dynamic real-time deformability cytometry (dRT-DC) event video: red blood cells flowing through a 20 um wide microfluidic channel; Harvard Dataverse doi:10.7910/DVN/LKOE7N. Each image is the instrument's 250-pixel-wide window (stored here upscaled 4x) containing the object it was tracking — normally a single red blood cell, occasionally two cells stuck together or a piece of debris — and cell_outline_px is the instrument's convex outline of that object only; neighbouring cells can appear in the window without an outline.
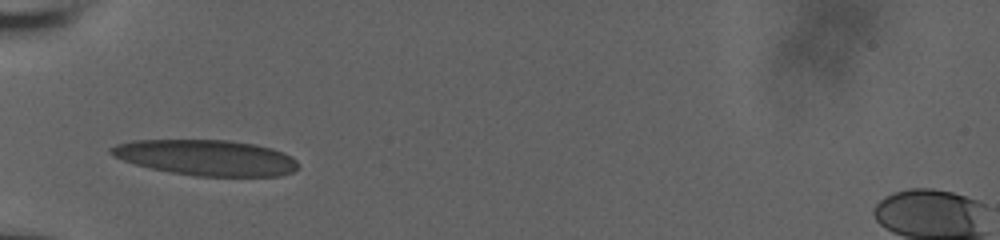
{"species": "human", "species_latin": "Homo sapiens", "temperature_condition": "room temperature", "stored_images_in_passage": 29, "camera_frame_rate_fps": 3000, "um_per_image_px": 0.085, "donor": {"sex": "male"}, "frame": {"image": 1, "passage_image": 1, "time_ms": 0.0, "image_size_px": [1000, 240], "cell_outline_px": [[300, 164], [292, 172], [280, 176], [196, 176], [172, 172], [152, 168], [136, 164], [112, 156], [108, 152], [108, 148], [116, 144], [132, 140], [228, 140], [252, 144], [272, 148], [284, 152], [292, 156]], "centroid_in_image_um": [17.54, 13.39], "position_along_channel_um": 67.5, "area_um2": 38.9}}
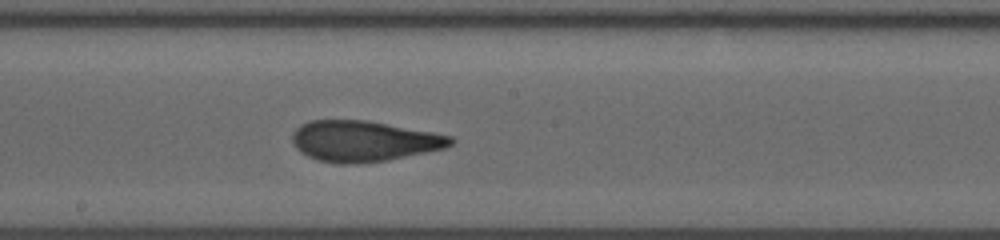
{"frame": {"image": 2, "passage_image": 13, "time_ms": 4.0, "image_size_px": [1000, 240], "cell_outline_px": [[456, 140], [452, 144], [444, 148], [388, 160], [356, 164], [336, 164], [320, 160], [308, 156], [300, 152], [292, 144], [292, 132], [300, 124], [312, 120], [368, 120], [432, 132], [452, 136]], "centroid_in_image_um": [30.89, 11.99], "position_along_channel_um": 217.3, "area_um2": 37.74}}
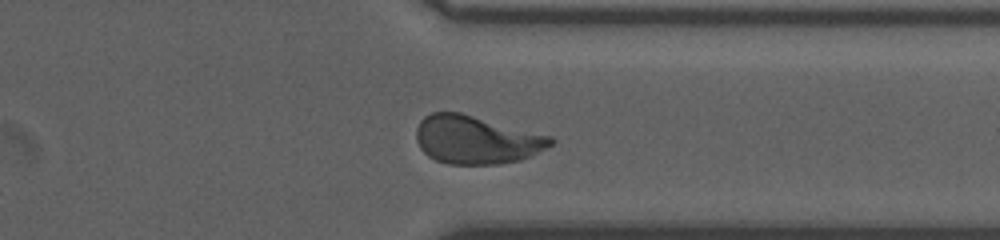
{"frame": {"image": 3, "passage_image": 25, "time_ms": 8.0, "image_size_px": [1000, 240], "cell_outline_px": [[556, 140], [552, 144], [520, 160], [496, 164], [448, 164], [436, 160], [428, 156], [420, 148], [416, 140], [416, 128], [420, 120], [424, 116], [432, 112], [460, 112], [552, 136]], "centroid_in_image_um": [40.45, 11.87], "position_along_channel_um": 371.0, "area_um2": 37.69}, "authors_computed_cell_mechanics": {"area_um2": 37.3966, "velocity_mm_per_s": 3.8522, "shape_relaxation_time_tau1_ms": 10.8404, "shape_relaxation_time_tau2_ms": 0.8905, "deformation_change_tau1": 0.3478, "deformation_change_tau2": 0.0854}}